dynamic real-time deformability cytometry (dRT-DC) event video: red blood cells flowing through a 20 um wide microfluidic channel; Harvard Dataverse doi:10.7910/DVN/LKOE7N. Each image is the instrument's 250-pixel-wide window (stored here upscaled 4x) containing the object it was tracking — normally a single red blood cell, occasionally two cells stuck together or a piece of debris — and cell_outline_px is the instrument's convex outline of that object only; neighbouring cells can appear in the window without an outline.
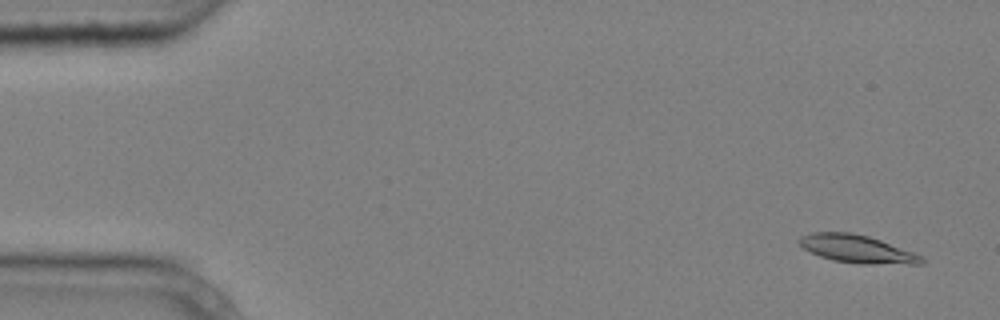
{"species": "common noctule bat (a hibernating species)", "species_latin": "Nyctalus noctula", "temperature_condition": "cold", "stored_images_in_passage": 3, "camera_frame_rate_fps": 3000, "um_per_image_px": 0.085, "animal": {"sex": "male", "body_mass_g": 20.4}, "frame": {"image": 1, "passage_image": 1, "time_ms": 0.0, "image_size_px": [1000, 320], "cell_outline_px": [[924, 264], [860, 264], [832, 260], [820, 256], [804, 248], [796, 240], [800, 236], [812, 232], [852, 232], [868, 236], [880, 240], [912, 252], [920, 256], [924, 260]], "centroid_in_image_um": [72.81, 21.16], "position_along_channel_um": 12.2, "area_um2": 19.77}}
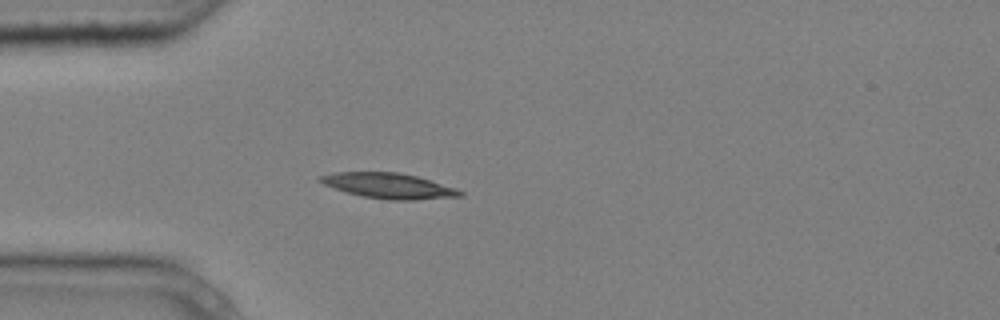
{"frame": {"image": 2, "passage_image": 3, "time_ms": 0.667, "image_size_px": [1000, 320], "cell_outline_px": [[464, 196], [416, 200], [388, 200], [360, 196], [324, 184], [316, 180], [320, 176], [332, 172], [396, 172], [416, 176], [456, 188], [464, 192]], "centroid_in_image_um": [33.05, 15.79], "position_along_channel_um": 51.9, "area_um2": 20.63}}